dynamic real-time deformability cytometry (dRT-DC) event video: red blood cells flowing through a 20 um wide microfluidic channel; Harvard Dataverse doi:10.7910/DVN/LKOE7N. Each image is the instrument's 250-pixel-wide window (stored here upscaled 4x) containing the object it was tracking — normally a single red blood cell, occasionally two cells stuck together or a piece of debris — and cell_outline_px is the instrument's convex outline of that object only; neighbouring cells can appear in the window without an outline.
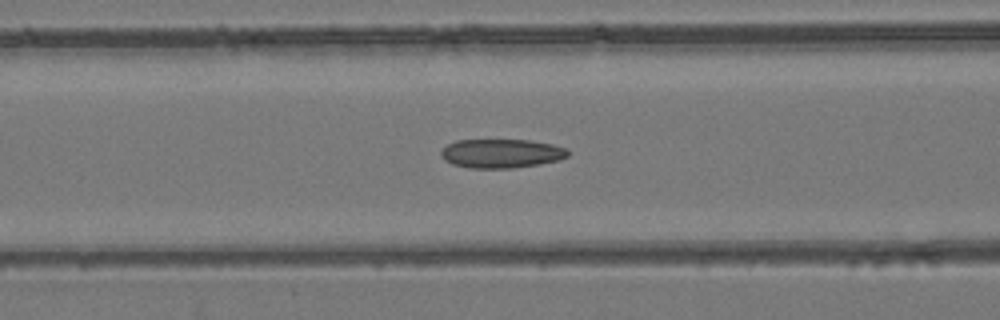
{"species": "common noctule bat (a hibernating species)", "species_latin": "Nyctalus noctula", "temperature_condition": "room temperature", "stored_images_in_passage": 50, "camera_frame_rate_fps": 3000, "um_per_image_px": 0.085, "animal": {"sex": "female", "body_mass_g": 24.6, "forearm_length_mm": 56.2}, "frame": {"image": 1, "passage_image": 19, "time_ms": 6.0, "image_size_px": [1000, 320], "cell_outline_px": [[568, 156], [560, 160], [540, 164], [512, 168], [468, 168], [452, 164], [444, 160], [440, 156], [440, 152], [448, 144], [456, 140], [528, 140], [552, 144], [568, 148]], "centroid_in_image_um": [42.61, 13.05], "position_along_channel_um": 124.0, "area_um2": 21.56}}
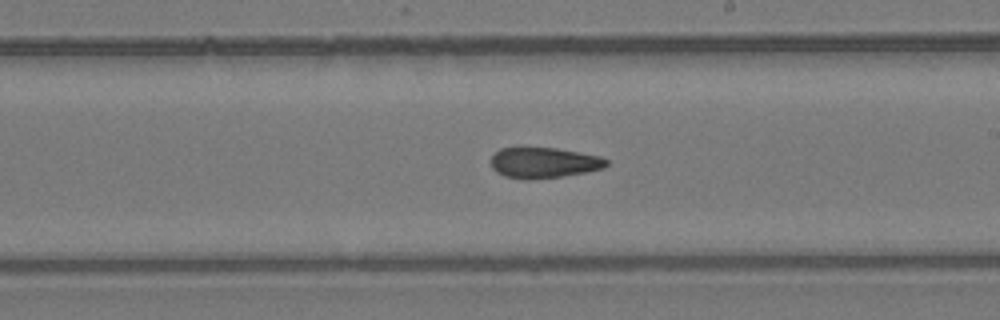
{"frame": {"image": 2, "passage_image": 28, "time_ms": 9.0, "image_size_px": [1000, 320], "cell_outline_px": [[608, 164], [604, 168], [588, 172], [564, 176], [528, 180], [524, 180], [504, 176], [496, 172], [492, 168], [492, 156], [500, 148], [556, 148], [600, 156], [608, 160]], "centroid_in_image_um": [46.24, 13.85], "position_along_channel_um": 242.8, "area_um2": 20.69}}
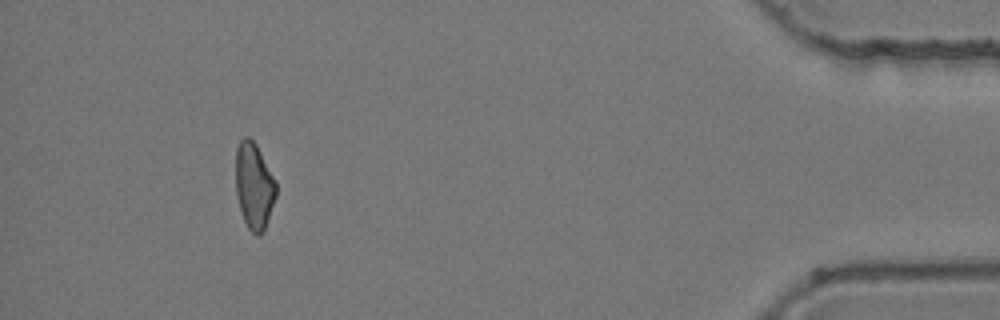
{"frame": {"image": 3, "passage_image": 46, "time_ms": 15.0, "image_size_px": [1000, 320], "cell_outline_px": [[276, 196], [264, 228], [260, 236], [256, 236], [248, 228], [244, 220], [240, 208], [236, 192], [236, 148], [240, 140], [244, 136], [248, 136], [256, 144], [276, 180]], "centroid_in_image_um": [21.59, 15.77], "position_along_channel_um": 413.6, "area_um2": 20.17}, "authors_computed_cell_mechanics": {"area_um2": 21.5305, "velocity_mm_per_s": 3.9599, "shape_relaxation_time_tau1_ms": null, "shape_relaxation_time_tau2_ms": 6.0185, "deformation_change_tau1": null, "deformation_change_tau2": 0.1416}}